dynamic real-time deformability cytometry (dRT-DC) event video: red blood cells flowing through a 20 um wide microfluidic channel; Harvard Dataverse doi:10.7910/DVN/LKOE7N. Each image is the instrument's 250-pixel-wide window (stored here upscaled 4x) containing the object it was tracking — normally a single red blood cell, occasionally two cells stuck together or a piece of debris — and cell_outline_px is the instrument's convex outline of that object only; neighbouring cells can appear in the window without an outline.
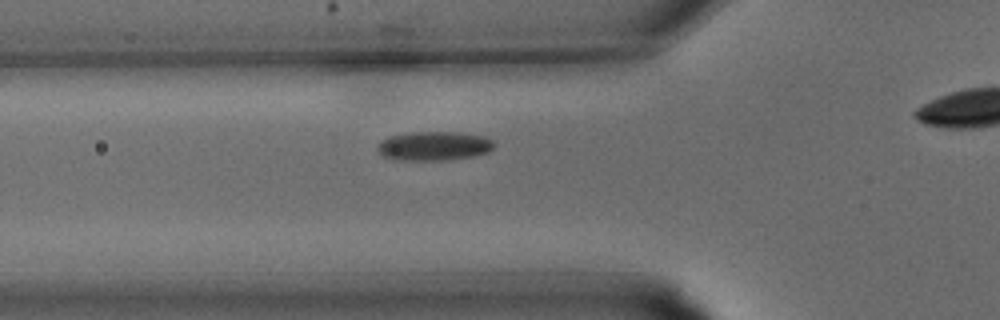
{"species": "common noctule bat (a hibernating species)", "species_latin": "Nyctalus noctula", "temperature_condition": "warm", "stored_images_in_passage": 23, "camera_frame_rate_fps": 3000, "um_per_image_px": 0.085, "animal": {"sex": "male", "body_mass_g": 15.6}, "frame": {"image": 1, "passage_image": 7, "time_ms": 2.0, "image_size_px": [1000, 320], "cell_outline_px": [[496, 144], [488, 152], [472, 156], [448, 160], [392, 160], [384, 156], [376, 148], [380, 140], [388, 136], [412, 132], [460, 132], [488, 136]], "centroid_in_image_um": [36.89, 12.4], "position_along_channel_um": 88.9, "area_um2": 20.06}}
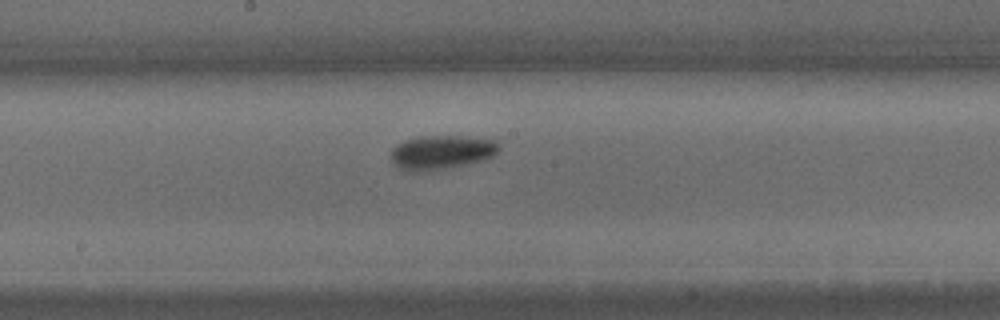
{"frame": {"image": 2, "passage_image": 13, "time_ms": 4.0, "image_size_px": [1000, 320], "cell_outline_px": [[500, 152], [484, 160], [468, 164], [448, 168], [420, 172], [404, 172], [396, 168], [392, 164], [392, 148], [396, 144], [404, 140], [420, 136], [460, 136], [496, 140], [500, 144]], "centroid_in_image_um": [37.5, 12.96], "position_along_channel_um": 210.7, "area_um2": 21.96}}
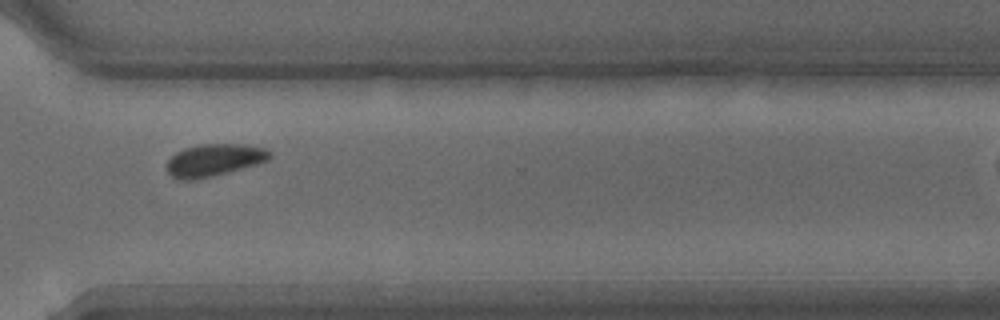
{"frame": {"image": 3, "passage_image": 20, "time_ms": 6.333, "image_size_px": [1000, 320], "cell_outline_px": [[272, 156], [268, 160], [256, 164], [212, 176], [192, 180], [180, 180], [172, 176], [168, 172], [168, 160], [176, 152], [184, 148], [200, 144], [244, 144], [264, 148], [272, 152]], "centroid_in_image_um": [18.21, 13.59], "position_along_channel_um": 352.4, "area_um2": 19.19}}